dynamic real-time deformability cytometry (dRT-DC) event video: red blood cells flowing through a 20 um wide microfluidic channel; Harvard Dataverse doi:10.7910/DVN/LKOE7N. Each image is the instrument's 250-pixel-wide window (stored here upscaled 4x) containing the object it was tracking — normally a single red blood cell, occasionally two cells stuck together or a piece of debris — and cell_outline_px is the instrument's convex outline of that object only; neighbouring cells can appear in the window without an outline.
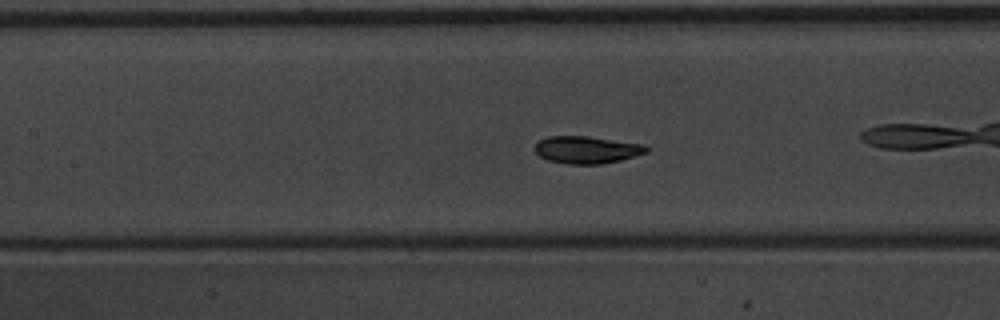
{"species": "common noctule bat (a hibernating species)", "species_latin": "Nyctalus noctula", "temperature_condition": "warm", "stored_images_in_passage": 35, "camera_frame_rate_fps": 3000, "um_per_image_px": 0.085, "animal": {"sex": "male", "body_mass_g": 20.1, "forearm_length_mm": 53.5}, "frame": {"image": 1, "passage_image": 6, "time_ms": 1.667, "image_size_px": [1000, 320], "cell_outline_px": [[648, 152], [620, 160], [600, 164], [568, 164], [548, 160], [540, 156], [536, 152], [536, 140], [548, 136], [588, 136], [644, 144], [648, 148]], "centroid_in_image_um": [49.86, 12.72], "position_along_channel_um": 157.5, "area_um2": 17.74}}
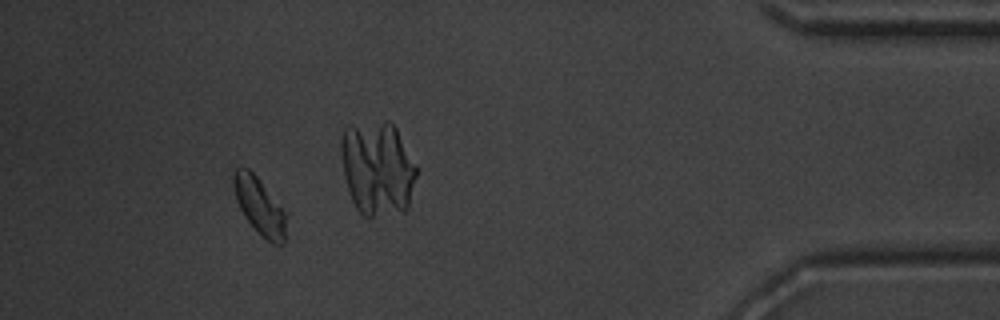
{"frame": {"image": 2, "passage_image": 30, "time_ms": 9.667, "image_size_px": [1000, 320], "cell_outline_px": [[288, 216], [284, 244], [272, 244], [244, 216], [236, 200], [232, 184], [232, 176], [236, 168], [248, 168], [260, 180], [288, 212]], "centroid_in_image_um": [22.1, 17.5], "position_along_channel_um": 413.1, "area_um2": 17.63}, "authors_computed_cell_mechanics": {"area_um2": 17.6868, "velocity_mm_per_s": 3.8995, "shape_relaxation_time_tau1_ms": 2.7354, "shape_relaxation_time_tau2_ms": null, "deformation_change_tau1": 0.1195, "deformation_change_tau2": null}}